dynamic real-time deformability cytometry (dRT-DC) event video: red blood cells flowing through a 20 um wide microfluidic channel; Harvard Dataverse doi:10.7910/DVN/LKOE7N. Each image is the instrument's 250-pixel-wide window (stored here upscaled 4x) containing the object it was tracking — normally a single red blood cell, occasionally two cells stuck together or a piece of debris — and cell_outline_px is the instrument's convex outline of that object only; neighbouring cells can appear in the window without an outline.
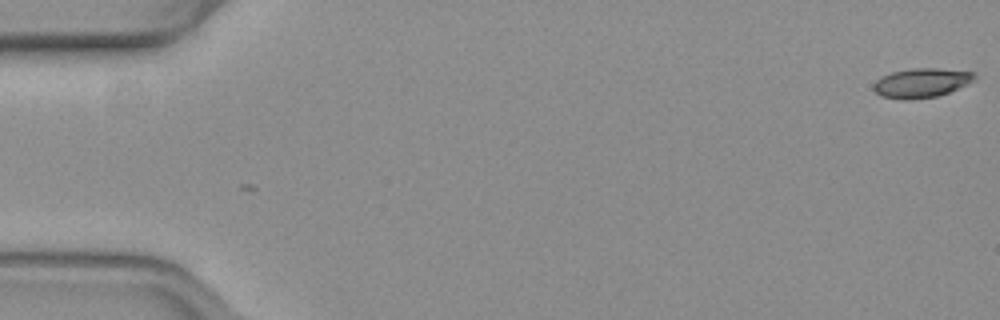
{"species": "common noctule bat (a hibernating species)", "species_latin": "Nyctalus noctula", "temperature_condition": "warm", "stored_images_in_passage": 3, "camera_frame_rate_fps": 3000, "um_per_image_px": 0.085, "animal": {"sex": "female", "body_mass_g": 19.3, "forearm_length_mm": 54.1}, "frame": {"image": 1, "passage_image": 3, "time_ms": 0.667, "image_size_px": [1000, 320], "cell_outline_px": [[976, 76], [968, 84], [948, 92], [936, 96], [908, 100], [904, 100], [880, 96], [872, 88], [872, 84], [880, 76], [892, 72], [912, 68], [936, 68], [972, 72]], "centroid_in_image_um": [78.25, 7.04], "position_along_channel_um": 6.8, "area_um2": 17.22}}